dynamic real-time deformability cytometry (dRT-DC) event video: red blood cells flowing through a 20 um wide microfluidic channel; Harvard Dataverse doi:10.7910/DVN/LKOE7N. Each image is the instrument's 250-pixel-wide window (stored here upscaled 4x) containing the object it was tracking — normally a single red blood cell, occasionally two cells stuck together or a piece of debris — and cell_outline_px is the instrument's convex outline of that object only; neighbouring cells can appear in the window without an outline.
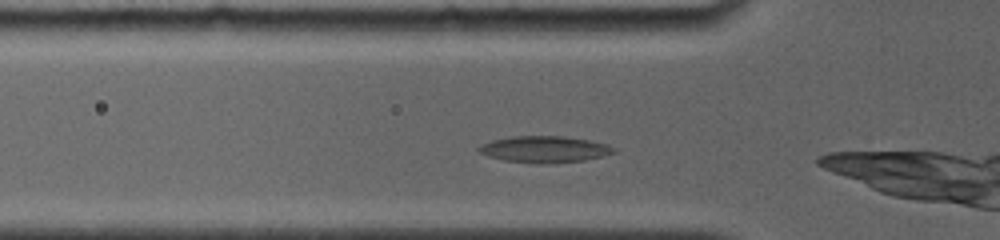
{"species": "common noctule bat (a hibernating species)", "species_latin": "Nyctalus noctula", "temperature_condition": "room temperature", "stored_images_in_passage": 22, "camera_frame_rate_fps": 4000, "um_per_image_px": 0.085, "animal": {"sex": "female", "body_mass_g": 19.0, "forearm_length_mm": 56.7}, "frame": {"image": 1, "passage_image": 2, "time_ms": 0.5, "image_size_px": [1000, 240], "cell_outline_px": [[616, 152], [584, 160], [544, 164], [540, 164], [504, 160], [488, 156], [480, 152], [476, 148], [492, 140], [512, 136], [564, 136], [588, 140], [604, 144], [616, 148]], "centroid_in_image_um": [46.26, 12.69], "position_along_channel_um": 79.5, "area_um2": 20.58}}
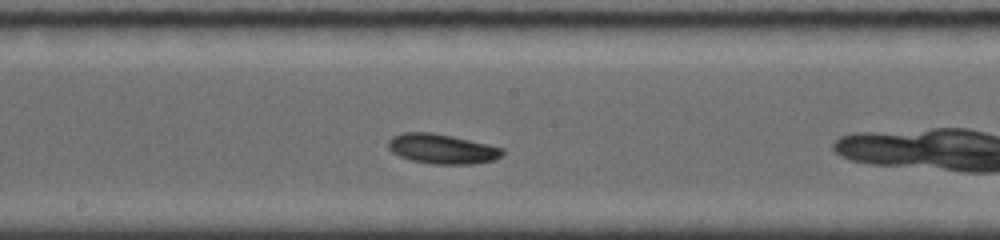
{"frame": {"image": 2, "passage_image": 8, "time_ms": 4.0, "image_size_px": [1000, 240], "cell_outline_px": [[504, 152], [500, 156], [492, 160], [472, 164], [432, 164], [412, 160], [400, 156], [392, 152], [388, 148], [388, 140], [392, 136], [404, 132], [432, 132], [452, 136], [504, 148]], "centroid_in_image_um": [37.54, 12.65], "position_along_channel_um": 210.7, "area_um2": 19.71}}
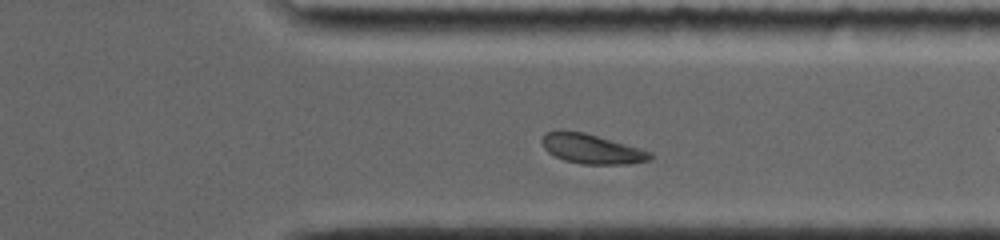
{"frame": {"image": 3, "passage_image": 17, "time_ms": 8.0, "image_size_px": [1000, 240], "cell_outline_px": [[652, 160], [628, 164], [580, 164], [564, 160], [548, 152], [544, 148], [540, 140], [548, 132], [560, 128], [584, 132], [640, 148], [652, 152]], "centroid_in_image_um": [50.28, 12.64], "position_along_channel_um": 361.1, "area_um2": 18.9}}